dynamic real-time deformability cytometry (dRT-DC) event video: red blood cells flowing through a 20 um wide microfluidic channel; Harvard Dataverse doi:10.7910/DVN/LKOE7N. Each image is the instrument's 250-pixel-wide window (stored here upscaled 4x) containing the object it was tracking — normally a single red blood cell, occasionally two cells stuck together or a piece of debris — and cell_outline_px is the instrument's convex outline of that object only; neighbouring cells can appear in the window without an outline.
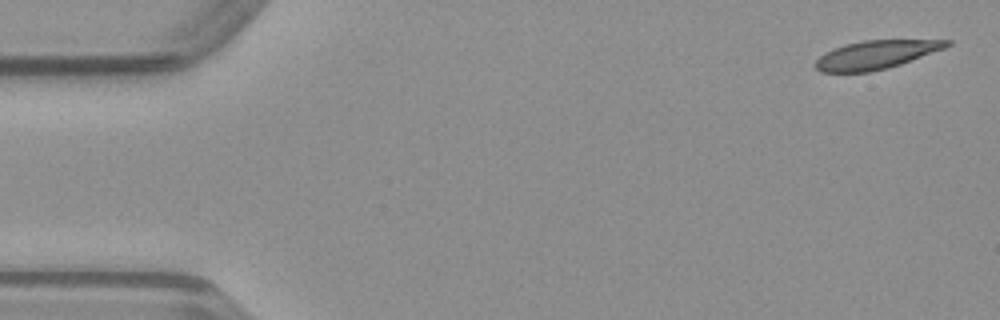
{"species": "common noctule bat (a hibernating species)", "species_latin": "Nyctalus noctula", "temperature_condition": "warm", "stored_images_in_passage": 49, "camera_frame_rate_fps": 3000, "um_per_image_px": 0.085, "animal": {"sex": "male", "body_mass_g": 23.1, "forearm_length_mm": 52.7}, "frame": {"image": 1, "passage_image": 2, "time_ms": 0.333, "image_size_px": [1000, 320], "cell_outline_px": [[952, 44], [944, 48], [900, 64], [888, 68], [868, 72], [820, 72], [812, 64], [820, 56], [844, 44], [864, 40], [952, 40]], "centroid_in_image_um": [74.43, 4.65], "position_along_channel_um": 10.6, "area_um2": 21.56}}
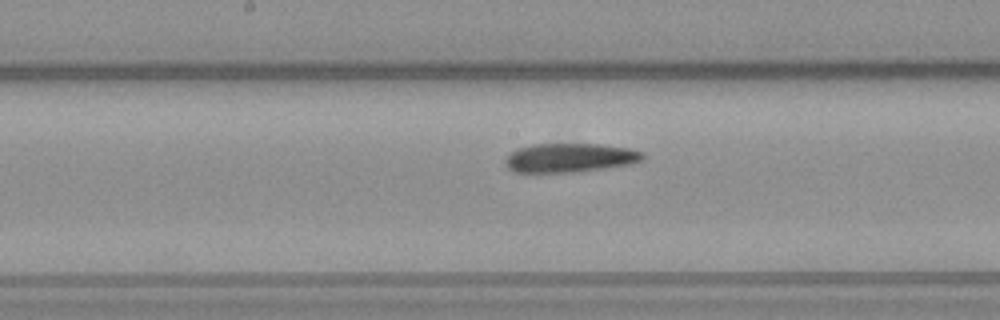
{"frame": {"image": 2, "passage_image": 25, "time_ms": 8.0, "image_size_px": [1000, 320], "cell_outline_px": [[644, 160], [632, 164], [572, 172], [516, 172], [508, 168], [508, 156], [512, 152], [520, 148], [532, 144], [600, 144], [628, 148], [644, 152]], "centroid_in_image_um": [48.52, 13.4], "position_along_channel_um": 199.7, "area_um2": 22.89}}
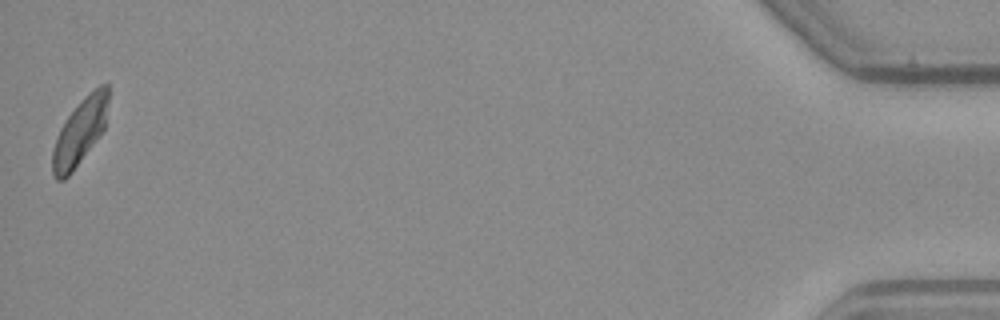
{"frame": {"image": 3, "passage_image": 49, "time_ms": 16.0, "image_size_px": [1000, 320], "cell_outline_px": [[108, 100], [104, 128], [72, 172], [64, 180], [56, 180], [52, 176], [52, 152], [56, 136], [60, 128], [68, 116], [84, 96], [100, 84], [108, 84]], "centroid_in_image_um": [6.76, 11.22], "position_along_channel_um": 428.4, "area_um2": 21.15}}